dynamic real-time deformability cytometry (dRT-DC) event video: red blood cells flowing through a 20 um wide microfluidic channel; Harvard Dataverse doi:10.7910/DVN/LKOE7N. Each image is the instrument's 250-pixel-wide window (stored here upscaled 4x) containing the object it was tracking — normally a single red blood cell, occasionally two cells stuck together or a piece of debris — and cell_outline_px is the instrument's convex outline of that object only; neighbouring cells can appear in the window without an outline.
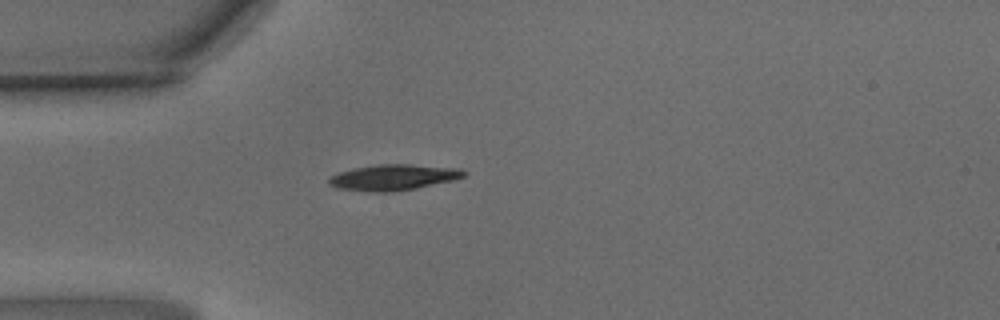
{"species": "common noctule bat (a hibernating species)", "species_latin": "Nyctalus noctula", "temperature_condition": "warm", "stored_images_in_passage": 44, "camera_frame_rate_fps": 3000, "um_per_image_px": 0.085, "animal": {"sex": "male", "body_mass_g": 15.6}, "frame": {"image": 1, "passage_image": 2, "time_ms": 0.333, "image_size_px": [1000, 320], "cell_outline_px": [[468, 172], [464, 176], [452, 180], [416, 188], [392, 192], [372, 192], [336, 188], [328, 184], [328, 176], [336, 172], [352, 168], [376, 164], [412, 164], [460, 168]], "centroid_in_image_um": [33.38, 15.06], "position_along_channel_um": 51.6, "area_um2": 20.63}}
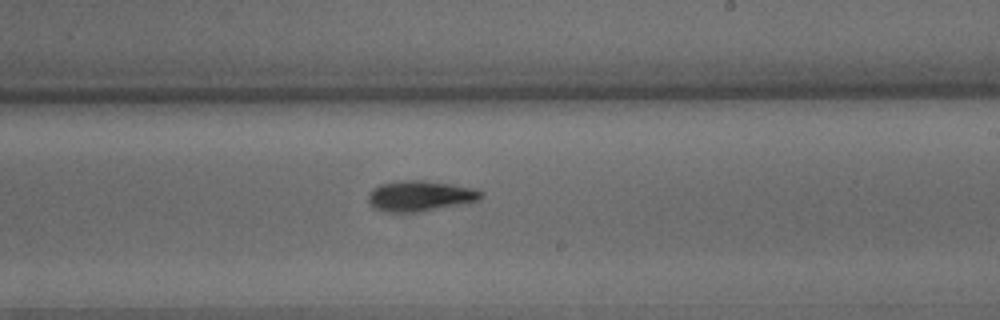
{"frame": {"image": 2, "passage_image": 20, "time_ms": 6.333, "image_size_px": [1000, 320], "cell_outline_px": [[484, 196], [476, 200], [420, 212], [388, 212], [376, 208], [368, 200], [368, 196], [372, 188], [380, 184], [400, 180], [424, 180], [452, 184], [476, 188], [484, 192]], "centroid_in_image_um": [35.71, 16.63], "position_along_channel_um": 253.3, "area_um2": 19.94}}
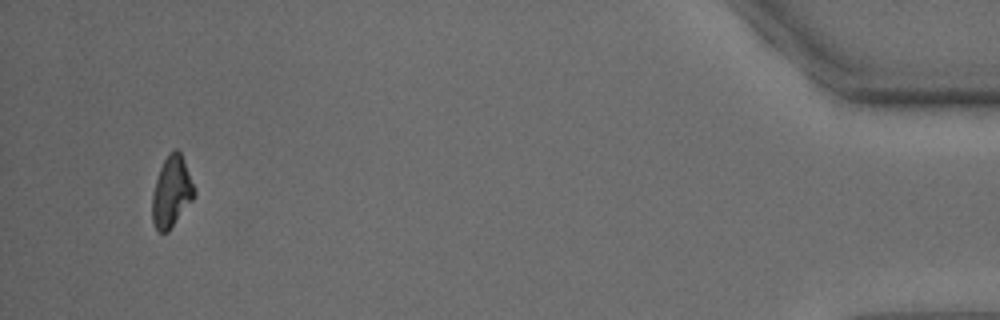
{"frame": {"image": 3, "passage_image": 41, "time_ms": 13.333, "image_size_px": [1000, 320], "cell_outline_px": [[196, 192], [192, 200], [168, 232], [160, 232], [156, 228], [152, 220], [152, 192], [160, 168], [168, 152], [176, 148], [180, 152], [184, 160], [196, 188]], "centroid_in_image_um": [14.59, 16.28], "position_along_channel_um": 420.6, "area_um2": 17.4}, "authors_computed_cell_mechanics": {"area_um2": 18.8428, "velocity_mm_per_s": 3.4993, "shape_relaxation_time_tau1_ms": 4.8454, "shape_relaxation_time_tau2_ms": 7.3352, "deformation_change_tau1": 0.1568, "deformation_change_tau2": 0.1303}}